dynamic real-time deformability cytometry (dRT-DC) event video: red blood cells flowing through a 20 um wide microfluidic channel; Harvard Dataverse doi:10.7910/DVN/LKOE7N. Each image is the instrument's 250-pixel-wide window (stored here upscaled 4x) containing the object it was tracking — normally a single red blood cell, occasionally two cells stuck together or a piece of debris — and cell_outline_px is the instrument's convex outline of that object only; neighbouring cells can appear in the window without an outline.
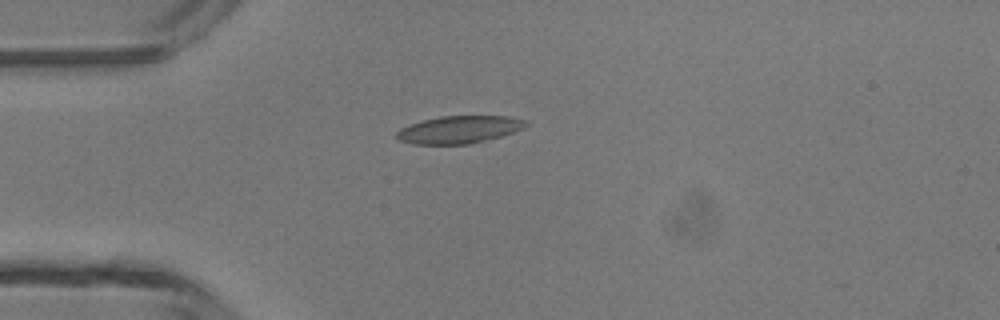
{"species": "common noctule bat (a hibernating species)", "species_latin": "Nyctalus noctula", "temperature_condition": "room temperature", "stored_images_in_passage": 30, "camera_frame_rate_fps": 3000, "um_per_image_px": 0.085, "animal": {"sex": "male", "body_mass_g": 13.3}, "frame": {"image": 1, "passage_image": 1, "time_ms": 0.0, "image_size_px": [1000, 320], "cell_outline_px": [[528, 124], [524, 128], [500, 136], [468, 144], [412, 144], [400, 140], [396, 136], [396, 132], [400, 128], [424, 120], [440, 116], [508, 116], [528, 120]], "centroid_in_image_um": [39.04, 11.01], "position_along_channel_um": 46.0, "area_um2": 20.52}}
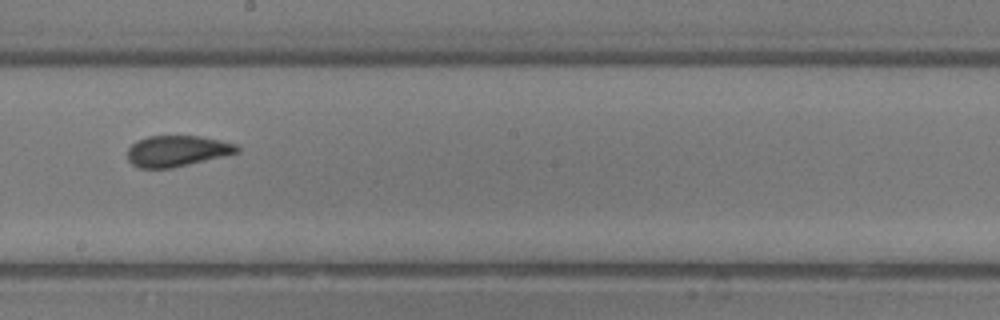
{"frame": {"image": 2, "passage_image": 15, "time_ms": 4.667, "image_size_px": [1000, 320], "cell_outline_px": [[240, 152], [224, 156], [172, 168], [140, 168], [132, 164], [128, 160], [128, 148], [136, 140], [148, 136], [200, 136], [220, 140], [236, 144], [240, 148]], "centroid_in_image_um": [15.05, 12.83], "position_along_channel_um": 233.1, "area_um2": 19.83}}
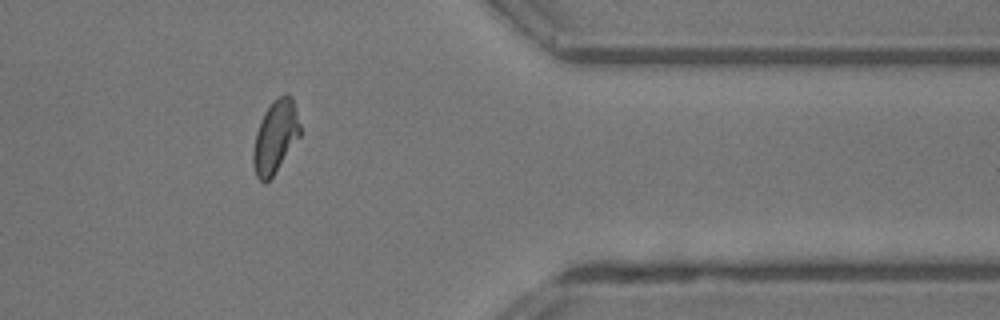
{"frame": {"image": 3, "passage_image": 27, "time_ms": 8.667, "image_size_px": [1000, 320], "cell_outline_px": [[300, 136], [272, 176], [264, 184], [256, 176], [252, 164], [252, 152], [256, 132], [264, 112], [272, 100], [284, 92], [288, 92], [292, 96], [300, 124]], "centroid_in_image_um": [23.39, 11.58], "position_along_channel_um": 388.0, "area_um2": 19.94}, "authors_computed_cell_mechanics": {"area_um2": 20.1722, "velocity_mm_per_s": 4.3626, "shape_relaxation_time_tau1_ms": 3.8044, "shape_relaxation_time_tau2_ms": 1.138, "deformation_change_tau1": 0.1246, "deformation_change_tau2": 0.0869}}